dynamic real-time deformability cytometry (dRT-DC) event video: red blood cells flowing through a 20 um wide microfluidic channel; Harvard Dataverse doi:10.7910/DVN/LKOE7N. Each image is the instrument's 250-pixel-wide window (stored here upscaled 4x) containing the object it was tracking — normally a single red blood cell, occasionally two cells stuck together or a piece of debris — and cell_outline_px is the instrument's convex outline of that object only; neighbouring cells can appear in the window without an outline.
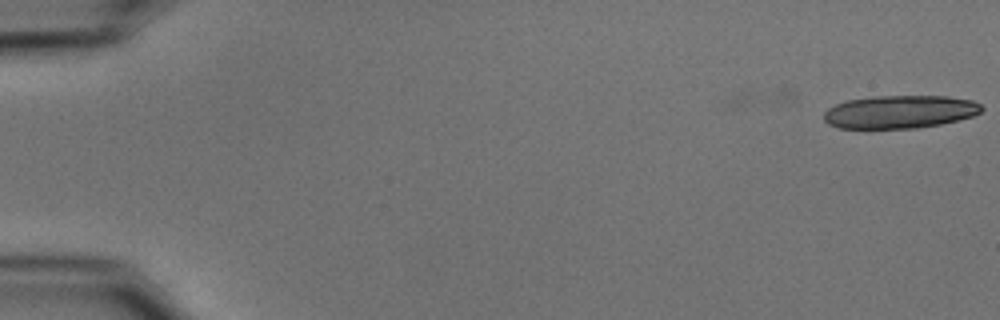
{"species": "common noctule bat (a hibernating species)", "species_latin": "Nyctalus noctula", "temperature_condition": "cold", "stored_images_in_passage": 4, "camera_frame_rate_fps": 3000, "um_per_image_px": 0.085, "animal": {"sex": "male", "body_mass_g": 15.6}, "frame": {"image": 1, "passage_image": 1, "time_ms": 0.0, "image_size_px": [1000, 320], "cell_outline_px": [[984, 108], [980, 112], [972, 116], [940, 124], [916, 128], [840, 128], [828, 124], [824, 120], [824, 112], [828, 108], [836, 104], [848, 100], [872, 96], [948, 96], [972, 100], [980, 104]], "centroid_in_image_um": [76.48, 9.5], "position_along_channel_um": 8.5, "area_um2": 30.29}}